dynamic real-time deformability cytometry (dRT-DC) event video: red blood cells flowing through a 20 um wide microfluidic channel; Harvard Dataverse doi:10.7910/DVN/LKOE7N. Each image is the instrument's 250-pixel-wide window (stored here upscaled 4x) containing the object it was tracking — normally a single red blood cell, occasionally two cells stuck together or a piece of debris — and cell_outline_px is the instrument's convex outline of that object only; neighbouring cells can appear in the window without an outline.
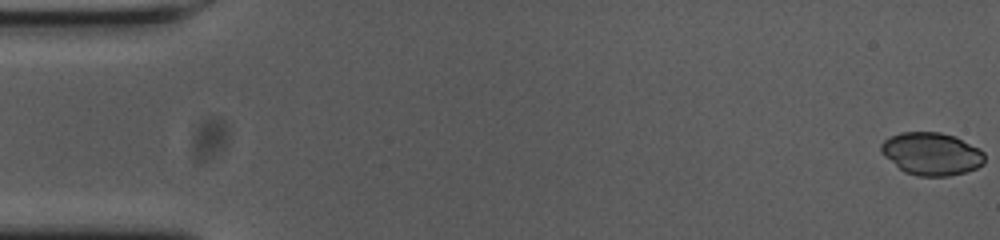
{"species": "common noctule bat (a hibernating species)", "species_latin": "Nyctalus noctula", "temperature_condition": "cold", "stored_images_in_passage": 56, "camera_frame_rate_fps": 3000, "um_per_image_px": 0.085, "animal": {"sex": "female", "body_mass_g": 23.0, "forearm_length_mm": 53.4}, "frame": {"image": 1, "passage_image": 1, "time_ms": 0.0, "image_size_px": [1000, 240], "cell_outline_px": [[984, 164], [976, 168], [964, 172], [948, 176], [916, 176], [904, 172], [884, 156], [880, 152], [880, 144], [884, 140], [900, 132], [940, 132], [956, 136], [980, 148], [984, 152]], "centroid_in_image_um": [79.18, 13.07], "position_along_channel_um": 5.8, "area_um2": 25.95}}
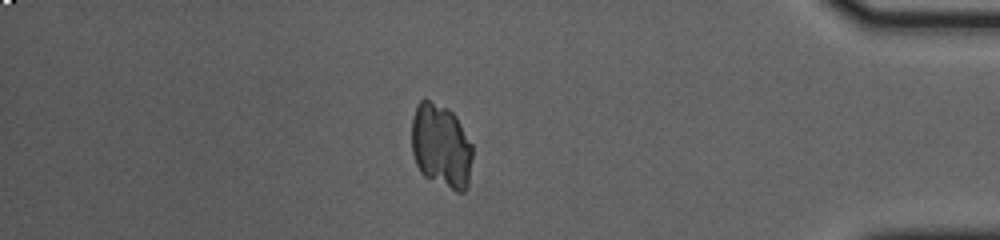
{"frame": {"image": 2, "passage_image": 48, "time_ms": 15.667, "image_size_px": [1000, 240], "cell_outline_px": [[472, 156], [468, 188], [464, 192], [456, 192], [424, 176], [420, 172], [416, 164], [412, 152], [412, 120], [416, 104], [424, 96], [448, 108], [456, 116], [472, 144]], "centroid_in_image_um": [37.49, 12.38], "position_along_channel_um": 397.7, "area_um2": 30.35}}
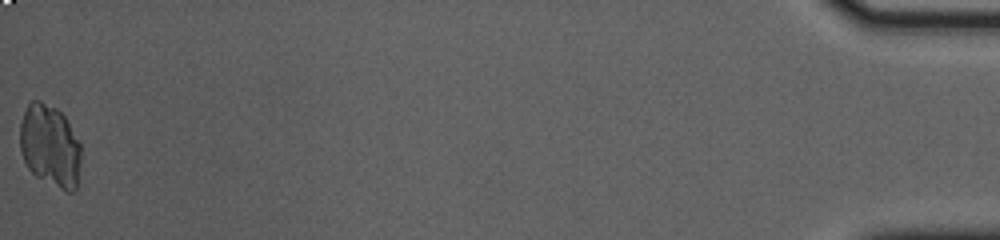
{"frame": {"image": 3, "passage_image": 56, "time_ms": 18.333, "image_size_px": [1000, 240], "cell_outline_px": [[80, 160], [76, 188], [72, 192], [68, 192], [36, 176], [28, 168], [20, 152], [20, 124], [24, 112], [28, 104], [32, 100], [40, 100], [56, 108], [64, 116], [80, 144]], "centroid_in_image_um": [4.23, 12.38], "position_along_channel_um": 431.0, "area_um2": 29.02}}